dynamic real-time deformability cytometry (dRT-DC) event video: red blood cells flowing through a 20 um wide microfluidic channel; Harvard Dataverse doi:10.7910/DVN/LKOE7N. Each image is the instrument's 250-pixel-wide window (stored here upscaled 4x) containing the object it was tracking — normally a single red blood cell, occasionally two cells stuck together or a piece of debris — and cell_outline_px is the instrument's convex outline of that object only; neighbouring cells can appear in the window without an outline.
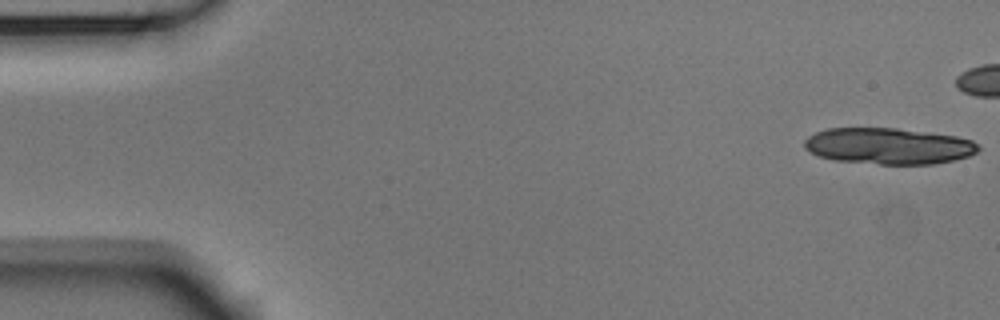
{"species": "Egyptian fruit bat (a non-hibernating species)", "species_latin": "Rousettus aegyptiacus", "temperature_condition": "room temperature", "stored_images_in_passage": 14, "camera_frame_rate_fps": 3000, "um_per_image_px": 0.085, "animal": {"sex": "male"}, "frame": {"image": 1, "passage_image": 1, "time_ms": 0.0, "image_size_px": [1000, 320], "cell_outline_px": [[980, 148], [976, 152], [968, 156], [952, 160], [932, 164], [880, 164], [836, 160], [820, 156], [808, 152], [804, 148], [804, 140], [808, 136], [816, 132], [828, 128], [896, 128], [956, 136], [972, 140]], "centroid_in_image_um": [75.49, 12.41], "position_along_channel_um": 9.5, "area_um2": 36.59}}